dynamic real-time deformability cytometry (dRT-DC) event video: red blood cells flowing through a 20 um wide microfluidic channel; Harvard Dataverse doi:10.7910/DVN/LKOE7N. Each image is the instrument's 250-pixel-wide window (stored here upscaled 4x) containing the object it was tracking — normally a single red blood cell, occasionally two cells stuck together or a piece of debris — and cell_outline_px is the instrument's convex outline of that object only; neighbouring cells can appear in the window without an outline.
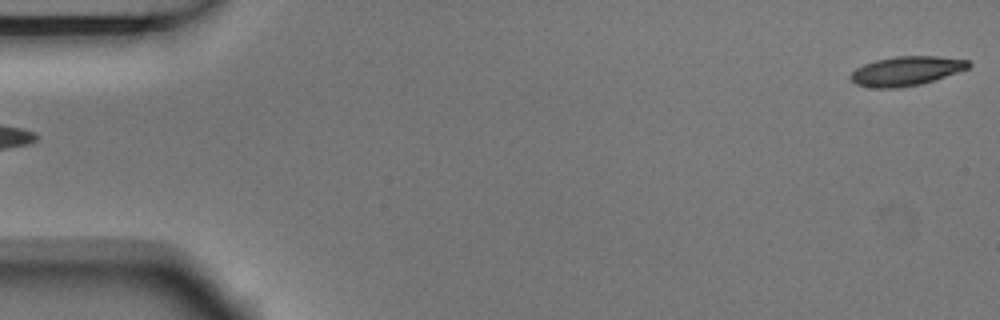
{"species": "Egyptian fruit bat (a non-hibernating species)", "species_latin": "Rousettus aegyptiacus", "temperature_condition": "room temperature", "stored_images_in_passage": 5, "segment_of_instrument_passage": [2, 2], "camera_frame_rate_fps": 3000, "um_per_image_px": 0.085, "animal": {"sex": "male"}, "frame": {"image": 1, "passage_image": 5, "time_ms": 1.333, "image_size_px": [1000, 320], "cell_outline_px": [[972, 64], [968, 68], [920, 84], [900, 88], [872, 88], [856, 84], [848, 76], [856, 68], [864, 64], [876, 60], [896, 56], [936, 56], [968, 60]], "centroid_in_image_um": [76.99, 6.03], "position_along_channel_um": 8.0, "area_um2": 19.94}}